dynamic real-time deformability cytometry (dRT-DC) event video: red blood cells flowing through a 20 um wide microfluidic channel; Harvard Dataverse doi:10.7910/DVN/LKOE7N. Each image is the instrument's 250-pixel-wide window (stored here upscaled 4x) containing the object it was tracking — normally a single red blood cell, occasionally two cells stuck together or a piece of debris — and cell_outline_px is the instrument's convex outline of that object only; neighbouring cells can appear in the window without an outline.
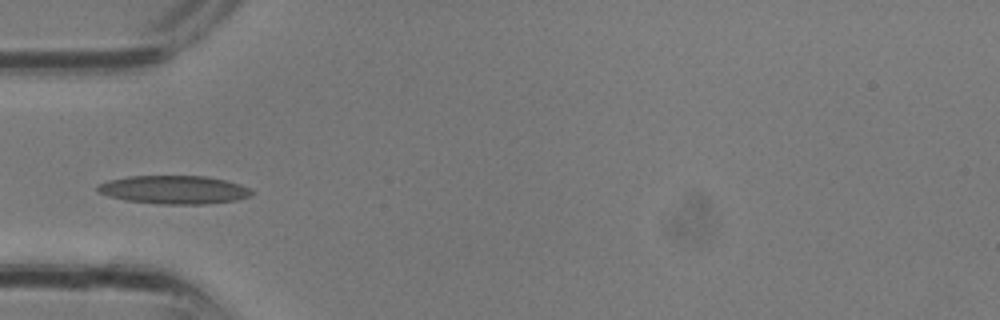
{"species": "common noctule bat (a hibernating species)", "species_latin": "Nyctalus noctula", "temperature_condition": "room temperature", "stored_images_in_passage": 8, "camera_frame_rate_fps": 3000, "um_per_image_px": 0.085, "animal": {"sex": "male", "body_mass_g": 13.3}, "frame": {"image": 1, "passage_image": 1, "time_ms": 0.0, "image_size_px": [1000, 320], "cell_outline_px": [[252, 196], [236, 200], [208, 204], [160, 204], [124, 200], [108, 196], [100, 192], [96, 188], [96, 184], [108, 180], [128, 176], [208, 176], [240, 184], [248, 188], [252, 192]], "centroid_in_image_um": [14.77, 16.13], "position_along_channel_um": 70.2, "area_um2": 25.55}}
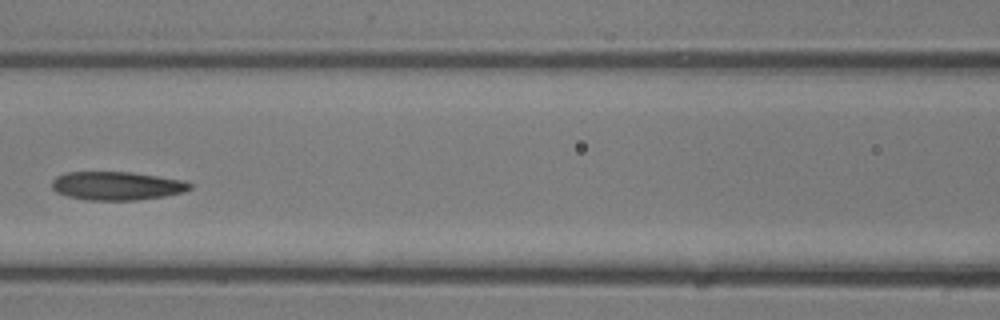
{"frame": {"image": 2, "passage_image": 5, "time_ms": 1.333, "image_size_px": [1000, 320], "cell_outline_px": [[192, 188], [184, 192], [164, 196], [136, 200], [84, 200], [68, 196], [56, 192], [52, 188], [52, 180], [56, 176], [64, 172], [132, 172], [184, 180], [192, 184]], "centroid_in_image_um": [9.92, 15.79], "position_along_channel_um": 156.7, "area_um2": 23.06}}
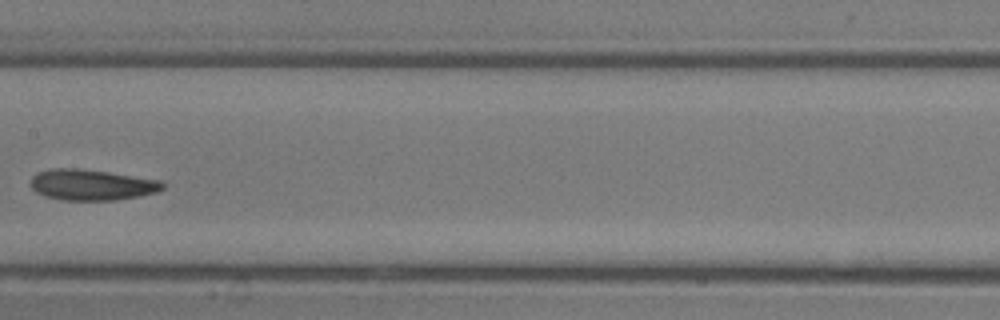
{"frame": {"image": 3, "passage_image": 7, "time_ms": 2.0, "image_size_px": [1000, 320], "cell_outline_px": [[164, 188], [156, 192], [140, 196], [116, 200], [60, 200], [44, 196], [36, 192], [32, 188], [32, 176], [40, 172], [52, 168], [76, 168], [160, 180], [164, 184]], "centroid_in_image_um": [7.78, 15.72], "position_along_channel_um": 199.6, "area_um2": 23.47}}